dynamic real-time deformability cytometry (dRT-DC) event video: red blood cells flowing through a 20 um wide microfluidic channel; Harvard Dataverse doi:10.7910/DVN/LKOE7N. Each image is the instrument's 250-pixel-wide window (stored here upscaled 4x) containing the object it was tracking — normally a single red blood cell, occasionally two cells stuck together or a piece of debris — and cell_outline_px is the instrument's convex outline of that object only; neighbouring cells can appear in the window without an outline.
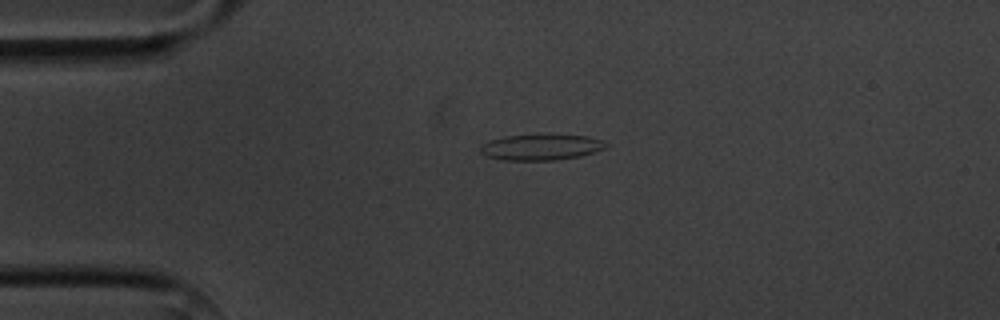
{"species": "common noctule bat (a hibernating species)", "species_latin": "Nyctalus noctula", "temperature_condition": "cold", "stored_images_in_passage": 3, "camera_frame_rate_fps": 3000, "um_per_image_px": 0.085, "animal": {"sex": "male", "body_mass_g": 20.1, "forearm_length_mm": 53.5}, "frame": {"image": 1, "passage_image": 2, "time_ms": 2.0, "image_size_px": [1000, 320], "cell_outline_px": [[608, 144], [604, 148], [580, 156], [556, 160], [504, 160], [488, 156], [480, 152], [480, 148], [484, 144], [492, 140], [504, 136], [544, 132], [588, 136], [600, 140]], "centroid_in_image_um": [46.0, 12.46], "position_along_channel_um": 39.0, "area_um2": 19.36}}